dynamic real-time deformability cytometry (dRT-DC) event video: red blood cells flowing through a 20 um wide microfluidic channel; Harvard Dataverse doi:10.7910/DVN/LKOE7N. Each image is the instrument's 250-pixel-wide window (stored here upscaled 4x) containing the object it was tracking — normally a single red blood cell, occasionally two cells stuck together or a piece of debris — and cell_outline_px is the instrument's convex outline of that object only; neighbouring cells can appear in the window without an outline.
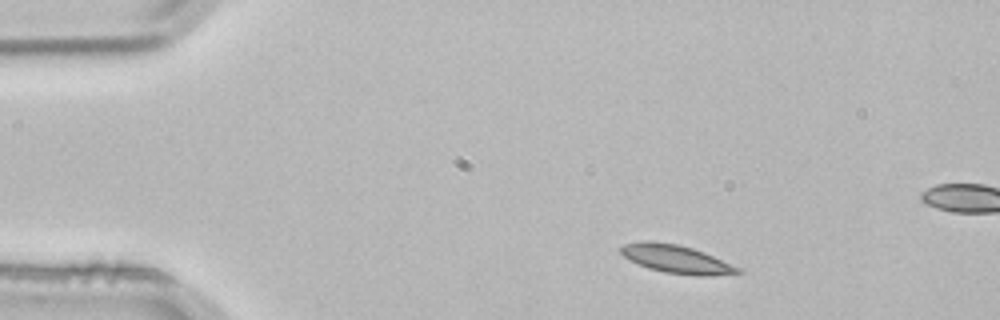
{"species": "common noctule bat (a hibernating species)", "species_latin": "Nyctalus noctula", "temperature_condition": "room temperature", "stored_images_in_passage": 4, "segment_of_instrument_passage": [2, 2], "camera_frame_rate_fps": 3000, "um_per_image_px": 0.085, "animal": {"sex": "male", "body_mass_g": 21.5, "forearm_length_mm": 52.0}, "frame": {"image": 1, "passage_image": 4, "time_ms": 1.0, "image_size_px": [1000, 320], "cell_outline_px": [[744, 272], [712, 276], [696, 276], [664, 272], [648, 268], [624, 256], [620, 252], [620, 248], [624, 244], [644, 240], [652, 240], [676, 244], [692, 248], [704, 252], [740, 268]], "centroid_in_image_um": [57.5, 22.02], "position_along_channel_um": 27.5, "area_um2": 19.13}}